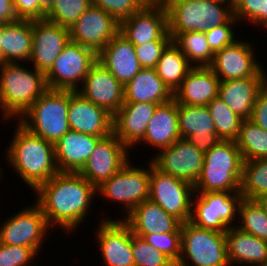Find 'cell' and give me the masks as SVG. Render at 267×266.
Returning a JSON list of instances; mask_svg holds the SVG:
<instances>
[{"label": "cell", "instance_id": "1", "mask_svg": "<svg viewBox=\"0 0 267 266\" xmlns=\"http://www.w3.org/2000/svg\"><path fill=\"white\" fill-rule=\"evenodd\" d=\"M34 200L42 209L51 229L74 232L92 210L96 187L79 173L59 172L41 184Z\"/></svg>", "mask_w": 267, "mask_h": 266}, {"label": "cell", "instance_id": "2", "mask_svg": "<svg viewBox=\"0 0 267 266\" xmlns=\"http://www.w3.org/2000/svg\"><path fill=\"white\" fill-rule=\"evenodd\" d=\"M15 133L7 146L5 158L12 169L18 173L34 192L41 184L50 180L59 173L54 143L34 135L22 126L18 120L15 122Z\"/></svg>", "mask_w": 267, "mask_h": 266}, {"label": "cell", "instance_id": "3", "mask_svg": "<svg viewBox=\"0 0 267 266\" xmlns=\"http://www.w3.org/2000/svg\"><path fill=\"white\" fill-rule=\"evenodd\" d=\"M48 89L46 75L23 63L0 64V113L16 121Z\"/></svg>", "mask_w": 267, "mask_h": 266}, {"label": "cell", "instance_id": "4", "mask_svg": "<svg viewBox=\"0 0 267 266\" xmlns=\"http://www.w3.org/2000/svg\"><path fill=\"white\" fill-rule=\"evenodd\" d=\"M243 162L236 142L222 140L204 154L195 193L240 192Z\"/></svg>", "mask_w": 267, "mask_h": 266}, {"label": "cell", "instance_id": "5", "mask_svg": "<svg viewBox=\"0 0 267 266\" xmlns=\"http://www.w3.org/2000/svg\"><path fill=\"white\" fill-rule=\"evenodd\" d=\"M70 90L47 89L18 119L34 135L56 143L69 130Z\"/></svg>", "mask_w": 267, "mask_h": 266}, {"label": "cell", "instance_id": "6", "mask_svg": "<svg viewBox=\"0 0 267 266\" xmlns=\"http://www.w3.org/2000/svg\"><path fill=\"white\" fill-rule=\"evenodd\" d=\"M163 3L168 13V32L172 40L179 33L207 32L225 24L233 16L228 4L208 0H163Z\"/></svg>", "mask_w": 267, "mask_h": 266}, {"label": "cell", "instance_id": "7", "mask_svg": "<svg viewBox=\"0 0 267 266\" xmlns=\"http://www.w3.org/2000/svg\"><path fill=\"white\" fill-rule=\"evenodd\" d=\"M175 266H230L225 232L182 223L181 254Z\"/></svg>", "mask_w": 267, "mask_h": 266}, {"label": "cell", "instance_id": "8", "mask_svg": "<svg viewBox=\"0 0 267 266\" xmlns=\"http://www.w3.org/2000/svg\"><path fill=\"white\" fill-rule=\"evenodd\" d=\"M129 160L110 179L96 187V193L107 201H113L122 205L123 219L140 203L149 199L150 186V162L146 169L132 165Z\"/></svg>", "mask_w": 267, "mask_h": 266}, {"label": "cell", "instance_id": "9", "mask_svg": "<svg viewBox=\"0 0 267 266\" xmlns=\"http://www.w3.org/2000/svg\"><path fill=\"white\" fill-rule=\"evenodd\" d=\"M242 199L240 192L195 193L190 222L200 228L226 232L237 222Z\"/></svg>", "mask_w": 267, "mask_h": 266}, {"label": "cell", "instance_id": "10", "mask_svg": "<svg viewBox=\"0 0 267 266\" xmlns=\"http://www.w3.org/2000/svg\"><path fill=\"white\" fill-rule=\"evenodd\" d=\"M97 60L92 49L70 40L45 74L48 89L78 91Z\"/></svg>", "mask_w": 267, "mask_h": 266}, {"label": "cell", "instance_id": "11", "mask_svg": "<svg viewBox=\"0 0 267 266\" xmlns=\"http://www.w3.org/2000/svg\"><path fill=\"white\" fill-rule=\"evenodd\" d=\"M194 185L161 172L150 161L149 199L182 223L190 221Z\"/></svg>", "mask_w": 267, "mask_h": 266}, {"label": "cell", "instance_id": "12", "mask_svg": "<svg viewBox=\"0 0 267 266\" xmlns=\"http://www.w3.org/2000/svg\"><path fill=\"white\" fill-rule=\"evenodd\" d=\"M23 207L0 224V243L30 247L38 254L42 250V243L46 242L50 227L35 201L34 205Z\"/></svg>", "mask_w": 267, "mask_h": 266}, {"label": "cell", "instance_id": "13", "mask_svg": "<svg viewBox=\"0 0 267 266\" xmlns=\"http://www.w3.org/2000/svg\"><path fill=\"white\" fill-rule=\"evenodd\" d=\"M157 153L155 152L154 157L149 161L161 172L185 180L192 185L199 179L204 164V153L187 139L180 138L171 146L158 150Z\"/></svg>", "mask_w": 267, "mask_h": 266}, {"label": "cell", "instance_id": "14", "mask_svg": "<svg viewBox=\"0 0 267 266\" xmlns=\"http://www.w3.org/2000/svg\"><path fill=\"white\" fill-rule=\"evenodd\" d=\"M105 217L95 231L104 266H135L130 227L122 219Z\"/></svg>", "mask_w": 267, "mask_h": 266}, {"label": "cell", "instance_id": "15", "mask_svg": "<svg viewBox=\"0 0 267 266\" xmlns=\"http://www.w3.org/2000/svg\"><path fill=\"white\" fill-rule=\"evenodd\" d=\"M128 151L130 150L112 133L97 143L89 159L78 173L98 187L130 160Z\"/></svg>", "mask_w": 267, "mask_h": 266}, {"label": "cell", "instance_id": "16", "mask_svg": "<svg viewBox=\"0 0 267 266\" xmlns=\"http://www.w3.org/2000/svg\"><path fill=\"white\" fill-rule=\"evenodd\" d=\"M119 32L134 46L156 40H172L165 4L144 5L137 13L120 22Z\"/></svg>", "mask_w": 267, "mask_h": 266}, {"label": "cell", "instance_id": "17", "mask_svg": "<svg viewBox=\"0 0 267 266\" xmlns=\"http://www.w3.org/2000/svg\"><path fill=\"white\" fill-rule=\"evenodd\" d=\"M120 23L100 7L91 5L69 29L70 40L98 54L119 32Z\"/></svg>", "mask_w": 267, "mask_h": 266}, {"label": "cell", "instance_id": "18", "mask_svg": "<svg viewBox=\"0 0 267 266\" xmlns=\"http://www.w3.org/2000/svg\"><path fill=\"white\" fill-rule=\"evenodd\" d=\"M32 37V53L28 63L46 74L69 43V28L45 18L32 20Z\"/></svg>", "mask_w": 267, "mask_h": 266}, {"label": "cell", "instance_id": "19", "mask_svg": "<svg viewBox=\"0 0 267 266\" xmlns=\"http://www.w3.org/2000/svg\"><path fill=\"white\" fill-rule=\"evenodd\" d=\"M253 46L248 40L238 39L233 44L216 51L208 67L220 81L254 77L263 66L255 59L257 53L254 52L256 49Z\"/></svg>", "mask_w": 267, "mask_h": 266}, {"label": "cell", "instance_id": "20", "mask_svg": "<svg viewBox=\"0 0 267 266\" xmlns=\"http://www.w3.org/2000/svg\"><path fill=\"white\" fill-rule=\"evenodd\" d=\"M78 92L112 115L124 103V86L98 60L90 68Z\"/></svg>", "mask_w": 267, "mask_h": 266}, {"label": "cell", "instance_id": "21", "mask_svg": "<svg viewBox=\"0 0 267 266\" xmlns=\"http://www.w3.org/2000/svg\"><path fill=\"white\" fill-rule=\"evenodd\" d=\"M180 137L187 139L200 152L206 153L222 140L207 106H190L177 103Z\"/></svg>", "mask_w": 267, "mask_h": 266}, {"label": "cell", "instance_id": "22", "mask_svg": "<svg viewBox=\"0 0 267 266\" xmlns=\"http://www.w3.org/2000/svg\"><path fill=\"white\" fill-rule=\"evenodd\" d=\"M70 130L108 137L113 133V115L86 99L78 91H70L68 110Z\"/></svg>", "mask_w": 267, "mask_h": 266}, {"label": "cell", "instance_id": "23", "mask_svg": "<svg viewBox=\"0 0 267 266\" xmlns=\"http://www.w3.org/2000/svg\"><path fill=\"white\" fill-rule=\"evenodd\" d=\"M158 105L149 102L123 103L113 115V133L131 151L144 138Z\"/></svg>", "mask_w": 267, "mask_h": 266}, {"label": "cell", "instance_id": "24", "mask_svg": "<svg viewBox=\"0 0 267 266\" xmlns=\"http://www.w3.org/2000/svg\"><path fill=\"white\" fill-rule=\"evenodd\" d=\"M267 83L263 68L256 76L220 81L218 97L243 120L250 119L259 91Z\"/></svg>", "mask_w": 267, "mask_h": 266}, {"label": "cell", "instance_id": "25", "mask_svg": "<svg viewBox=\"0 0 267 266\" xmlns=\"http://www.w3.org/2000/svg\"><path fill=\"white\" fill-rule=\"evenodd\" d=\"M97 59L123 86L142 69L134 45L120 32L97 54Z\"/></svg>", "mask_w": 267, "mask_h": 266}, {"label": "cell", "instance_id": "26", "mask_svg": "<svg viewBox=\"0 0 267 266\" xmlns=\"http://www.w3.org/2000/svg\"><path fill=\"white\" fill-rule=\"evenodd\" d=\"M220 80L208 67H193L173 93L176 103L207 106L218 97Z\"/></svg>", "mask_w": 267, "mask_h": 266}, {"label": "cell", "instance_id": "27", "mask_svg": "<svg viewBox=\"0 0 267 266\" xmlns=\"http://www.w3.org/2000/svg\"><path fill=\"white\" fill-rule=\"evenodd\" d=\"M102 137L69 130L55 144L59 172L78 173Z\"/></svg>", "mask_w": 267, "mask_h": 266}, {"label": "cell", "instance_id": "28", "mask_svg": "<svg viewBox=\"0 0 267 266\" xmlns=\"http://www.w3.org/2000/svg\"><path fill=\"white\" fill-rule=\"evenodd\" d=\"M134 235L181 231L182 222L150 199L140 203L122 219Z\"/></svg>", "mask_w": 267, "mask_h": 266}, {"label": "cell", "instance_id": "29", "mask_svg": "<svg viewBox=\"0 0 267 266\" xmlns=\"http://www.w3.org/2000/svg\"><path fill=\"white\" fill-rule=\"evenodd\" d=\"M180 138L177 103L172 99L157 106L144 138L137 145L144 143L158 151L171 146Z\"/></svg>", "mask_w": 267, "mask_h": 266}, {"label": "cell", "instance_id": "30", "mask_svg": "<svg viewBox=\"0 0 267 266\" xmlns=\"http://www.w3.org/2000/svg\"><path fill=\"white\" fill-rule=\"evenodd\" d=\"M227 259L230 266H255L267 260V241L246 233L236 226L225 232Z\"/></svg>", "mask_w": 267, "mask_h": 266}, {"label": "cell", "instance_id": "31", "mask_svg": "<svg viewBox=\"0 0 267 266\" xmlns=\"http://www.w3.org/2000/svg\"><path fill=\"white\" fill-rule=\"evenodd\" d=\"M172 99L173 92L154 68H142L124 86V103L149 102L161 105Z\"/></svg>", "mask_w": 267, "mask_h": 266}, {"label": "cell", "instance_id": "32", "mask_svg": "<svg viewBox=\"0 0 267 266\" xmlns=\"http://www.w3.org/2000/svg\"><path fill=\"white\" fill-rule=\"evenodd\" d=\"M1 63H25L32 53V20L3 24Z\"/></svg>", "mask_w": 267, "mask_h": 266}, {"label": "cell", "instance_id": "33", "mask_svg": "<svg viewBox=\"0 0 267 266\" xmlns=\"http://www.w3.org/2000/svg\"><path fill=\"white\" fill-rule=\"evenodd\" d=\"M193 67L180 49L171 42L162 52L161 58L154 69L157 75L174 93Z\"/></svg>", "mask_w": 267, "mask_h": 266}, {"label": "cell", "instance_id": "34", "mask_svg": "<svg viewBox=\"0 0 267 266\" xmlns=\"http://www.w3.org/2000/svg\"><path fill=\"white\" fill-rule=\"evenodd\" d=\"M235 142L244 161L267 159V131L250 119L241 122Z\"/></svg>", "mask_w": 267, "mask_h": 266}, {"label": "cell", "instance_id": "35", "mask_svg": "<svg viewBox=\"0 0 267 266\" xmlns=\"http://www.w3.org/2000/svg\"><path fill=\"white\" fill-rule=\"evenodd\" d=\"M172 42L194 67L209 66L212 63L214 53L208 45L205 32L179 33Z\"/></svg>", "mask_w": 267, "mask_h": 266}, {"label": "cell", "instance_id": "36", "mask_svg": "<svg viewBox=\"0 0 267 266\" xmlns=\"http://www.w3.org/2000/svg\"><path fill=\"white\" fill-rule=\"evenodd\" d=\"M240 193L248 200L267 196V159L243 162Z\"/></svg>", "mask_w": 267, "mask_h": 266}, {"label": "cell", "instance_id": "37", "mask_svg": "<svg viewBox=\"0 0 267 266\" xmlns=\"http://www.w3.org/2000/svg\"><path fill=\"white\" fill-rule=\"evenodd\" d=\"M238 229L267 241V216L256 200L242 199L238 207Z\"/></svg>", "mask_w": 267, "mask_h": 266}, {"label": "cell", "instance_id": "38", "mask_svg": "<svg viewBox=\"0 0 267 266\" xmlns=\"http://www.w3.org/2000/svg\"><path fill=\"white\" fill-rule=\"evenodd\" d=\"M221 140L235 141L240 131L243 119L235 114L219 97L207 105Z\"/></svg>", "mask_w": 267, "mask_h": 266}, {"label": "cell", "instance_id": "39", "mask_svg": "<svg viewBox=\"0 0 267 266\" xmlns=\"http://www.w3.org/2000/svg\"><path fill=\"white\" fill-rule=\"evenodd\" d=\"M91 5V0H55L45 19L70 29Z\"/></svg>", "mask_w": 267, "mask_h": 266}, {"label": "cell", "instance_id": "40", "mask_svg": "<svg viewBox=\"0 0 267 266\" xmlns=\"http://www.w3.org/2000/svg\"><path fill=\"white\" fill-rule=\"evenodd\" d=\"M132 251L135 266H175L167 255L133 233Z\"/></svg>", "mask_w": 267, "mask_h": 266}, {"label": "cell", "instance_id": "41", "mask_svg": "<svg viewBox=\"0 0 267 266\" xmlns=\"http://www.w3.org/2000/svg\"><path fill=\"white\" fill-rule=\"evenodd\" d=\"M239 23L248 21L259 28H267V0H243L234 10Z\"/></svg>", "mask_w": 267, "mask_h": 266}, {"label": "cell", "instance_id": "42", "mask_svg": "<svg viewBox=\"0 0 267 266\" xmlns=\"http://www.w3.org/2000/svg\"><path fill=\"white\" fill-rule=\"evenodd\" d=\"M148 244L167 255L175 264L181 254V231L171 233H149L143 236Z\"/></svg>", "mask_w": 267, "mask_h": 266}, {"label": "cell", "instance_id": "43", "mask_svg": "<svg viewBox=\"0 0 267 266\" xmlns=\"http://www.w3.org/2000/svg\"><path fill=\"white\" fill-rule=\"evenodd\" d=\"M37 256L30 247L0 243V266H32Z\"/></svg>", "mask_w": 267, "mask_h": 266}, {"label": "cell", "instance_id": "44", "mask_svg": "<svg viewBox=\"0 0 267 266\" xmlns=\"http://www.w3.org/2000/svg\"><path fill=\"white\" fill-rule=\"evenodd\" d=\"M92 5L100 7L119 23L137 13L144 4L140 0H91Z\"/></svg>", "mask_w": 267, "mask_h": 266}, {"label": "cell", "instance_id": "45", "mask_svg": "<svg viewBox=\"0 0 267 266\" xmlns=\"http://www.w3.org/2000/svg\"><path fill=\"white\" fill-rule=\"evenodd\" d=\"M239 23V21L232 16L225 24L212 28L205 32L208 45L213 53L222 50L224 47L233 44L238 40L234 35V25Z\"/></svg>", "mask_w": 267, "mask_h": 266}, {"label": "cell", "instance_id": "46", "mask_svg": "<svg viewBox=\"0 0 267 266\" xmlns=\"http://www.w3.org/2000/svg\"><path fill=\"white\" fill-rule=\"evenodd\" d=\"M172 40H156L134 46L136 56L142 68H155L162 52Z\"/></svg>", "mask_w": 267, "mask_h": 266}, {"label": "cell", "instance_id": "47", "mask_svg": "<svg viewBox=\"0 0 267 266\" xmlns=\"http://www.w3.org/2000/svg\"><path fill=\"white\" fill-rule=\"evenodd\" d=\"M250 120L267 131V83L257 95Z\"/></svg>", "mask_w": 267, "mask_h": 266}, {"label": "cell", "instance_id": "48", "mask_svg": "<svg viewBox=\"0 0 267 266\" xmlns=\"http://www.w3.org/2000/svg\"><path fill=\"white\" fill-rule=\"evenodd\" d=\"M12 2L18 19H40V5L38 0H12Z\"/></svg>", "mask_w": 267, "mask_h": 266}, {"label": "cell", "instance_id": "49", "mask_svg": "<svg viewBox=\"0 0 267 266\" xmlns=\"http://www.w3.org/2000/svg\"><path fill=\"white\" fill-rule=\"evenodd\" d=\"M19 20L12 0H0V22L3 24Z\"/></svg>", "mask_w": 267, "mask_h": 266}, {"label": "cell", "instance_id": "50", "mask_svg": "<svg viewBox=\"0 0 267 266\" xmlns=\"http://www.w3.org/2000/svg\"><path fill=\"white\" fill-rule=\"evenodd\" d=\"M38 2L40 5V19H44L54 5L55 0H38Z\"/></svg>", "mask_w": 267, "mask_h": 266}, {"label": "cell", "instance_id": "51", "mask_svg": "<svg viewBox=\"0 0 267 266\" xmlns=\"http://www.w3.org/2000/svg\"><path fill=\"white\" fill-rule=\"evenodd\" d=\"M256 201L261 205V207L263 208V210L267 216V196L260 197Z\"/></svg>", "mask_w": 267, "mask_h": 266}, {"label": "cell", "instance_id": "52", "mask_svg": "<svg viewBox=\"0 0 267 266\" xmlns=\"http://www.w3.org/2000/svg\"><path fill=\"white\" fill-rule=\"evenodd\" d=\"M243 0H227L228 7L234 10Z\"/></svg>", "mask_w": 267, "mask_h": 266}, {"label": "cell", "instance_id": "53", "mask_svg": "<svg viewBox=\"0 0 267 266\" xmlns=\"http://www.w3.org/2000/svg\"><path fill=\"white\" fill-rule=\"evenodd\" d=\"M144 5H157L163 2V0H140Z\"/></svg>", "mask_w": 267, "mask_h": 266}, {"label": "cell", "instance_id": "54", "mask_svg": "<svg viewBox=\"0 0 267 266\" xmlns=\"http://www.w3.org/2000/svg\"><path fill=\"white\" fill-rule=\"evenodd\" d=\"M2 33H3V23L0 24V64H1V38H2Z\"/></svg>", "mask_w": 267, "mask_h": 266}, {"label": "cell", "instance_id": "55", "mask_svg": "<svg viewBox=\"0 0 267 266\" xmlns=\"http://www.w3.org/2000/svg\"><path fill=\"white\" fill-rule=\"evenodd\" d=\"M211 2H217V3H221V4H227V0H208Z\"/></svg>", "mask_w": 267, "mask_h": 266}, {"label": "cell", "instance_id": "56", "mask_svg": "<svg viewBox=\"0 0 267 266\" xmlns=\"http://www.w3.org/2000/svg\"><path fill=\"white\" fill-rule=\"evenodd\" d=\"M255 266H267V260L265 262H263V263L255 265Z\"/></svg>", "mask_w": 267, "mask_h": 266}, {"label": "cell", "instance_id": "57", "mask_svg": "<svg viewBox=\"0 0 267 266\" xmlns=\"http://www.w3.org/2000/svg\"><path fill=\"white\" fill-rule=\"evenodd\" d=\"M1 169H2V168L0 167V177H2V176H1V175H2V172H1L2 170H1Z\"/></svg>", "mask_w": 267, "mask_h": 266}]
</instances>
